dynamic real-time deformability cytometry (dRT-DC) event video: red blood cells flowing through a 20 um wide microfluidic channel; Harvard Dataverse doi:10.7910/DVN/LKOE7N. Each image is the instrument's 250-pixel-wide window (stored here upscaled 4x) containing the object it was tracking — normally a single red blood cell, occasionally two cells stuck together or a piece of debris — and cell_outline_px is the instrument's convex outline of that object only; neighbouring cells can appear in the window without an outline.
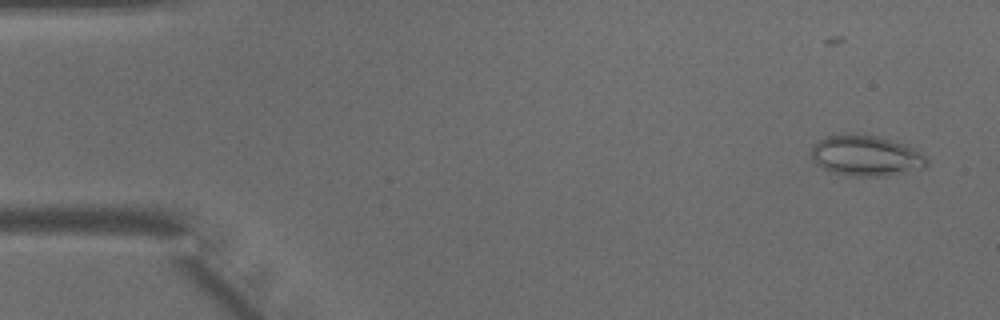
{"species": "common noctule bat (a hibernating species)", "species_latin": "Nyctalus noctula", "temperature_condition": "warm", "stored_images_in_passage": 35, "camera_frame_rate_fps": 3000, "um_per_image_px": 0.085, "animal": {"sex": "male", "body_mass_g": 15.6}, "frame": {"image": 1, "passage_image": 2, "time_ms": 0.333, "image_size_px": [1000, 320], "cell_outline_px": [[928, 164], [924, 168], [884, 176], [856, 176], [828, 172], [816, 164], [812, 160], [808, 152], [812, 144], [828, 136], [876, 136], [912, 148], [920, 152], [928, 160]], "centroid_in_image_um": [73.54, 13.28], "position_along_channel_um": 11.5, "area_um2": 26.82}}
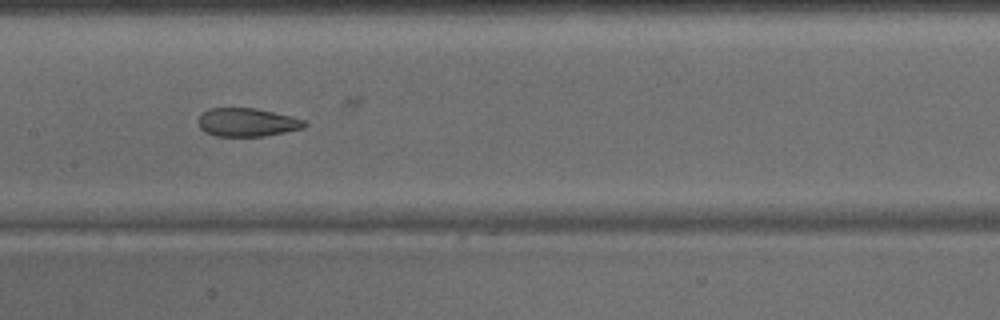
{"frame": {"image": 2, "passage_image": 22, "time_ms": 7.0, "image_size_px": [1000, 320], "cell_outline_px": [[308, 124], [304, 128], [264, 136], [216, 136], [204, 132], [200, 128], [196, 120], [200, 112], [208, 108], [256, 108], [292, 116], [304, 120]], "centroid_in_image_um": [20.95, 10.39], "position_along_channel_um": 186.4, "area_um2": 17.86}}
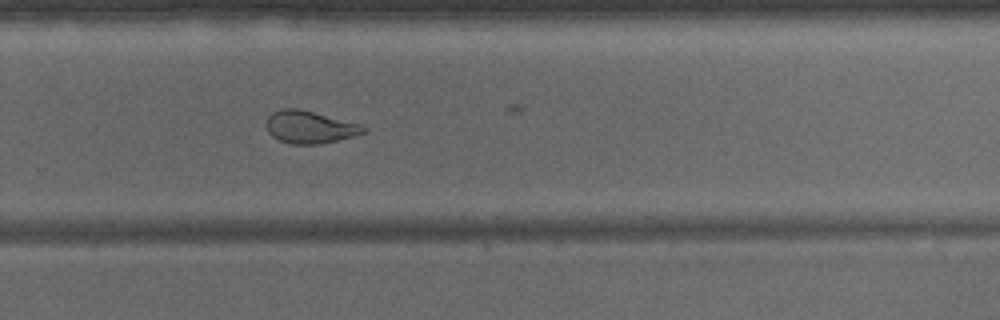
{"frame": {"image": 3, "passage_image": 30, "time_ms": 9.667, "image_size_px": [1000, 320], "cell_outline_px": [[368, 132], [320, 144], [292, 144], [280, 140], [272, 136], [268, 132], [264, 124], [268, 116], [272, 112], [280, 108], [296, 108], [360, 124], [368, 128]], "centroid_in_image_um": [26.29, 10.8], "position_along_channel_um": 303.5, "area_um2": 18.32}}